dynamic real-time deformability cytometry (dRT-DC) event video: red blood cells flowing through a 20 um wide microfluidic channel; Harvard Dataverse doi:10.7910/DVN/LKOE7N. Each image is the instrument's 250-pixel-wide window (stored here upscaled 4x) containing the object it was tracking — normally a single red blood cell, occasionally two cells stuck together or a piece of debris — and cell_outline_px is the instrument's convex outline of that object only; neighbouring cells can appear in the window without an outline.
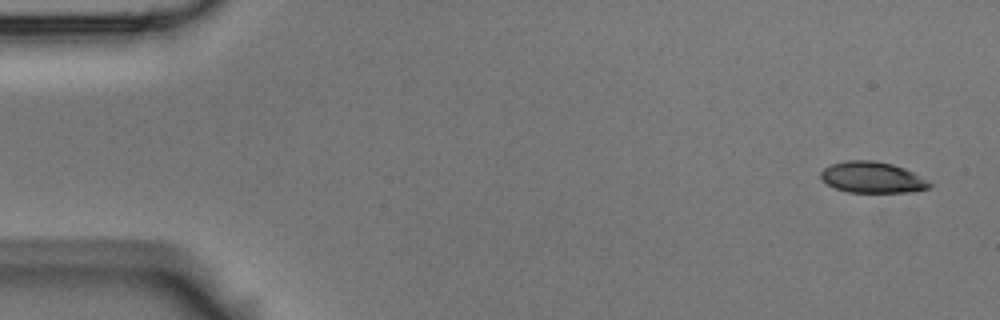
{"species": "Egyptian fruit bat (a non-hibernating species)", "species_latin": "Rousettus aegyptiacus", "temperature_condition": "room temperature", "stored_images_in_passage": 5, "camera_frame_rate_fps": 3000, "um_per_image_px": 0.085, "animal": {"sex": "male"}, "frame": {"image": 1, "passage_image": 1, "time_ms": 0.0, "image_size_px": [1000, 320], "cell_outline_px": [[932, 188], [912, 192], [848, 192], [836, 188], [820, 180], [820, 172], [824, 168], [832, 164], [844, 160], [872, 160], [892, 164], [904, 168], [928, 180], [932, 184]], "centroid_in_image_um": [74.15, 15.08], "position_along_channel_um": 10.9, "area_um2": 19.83}}